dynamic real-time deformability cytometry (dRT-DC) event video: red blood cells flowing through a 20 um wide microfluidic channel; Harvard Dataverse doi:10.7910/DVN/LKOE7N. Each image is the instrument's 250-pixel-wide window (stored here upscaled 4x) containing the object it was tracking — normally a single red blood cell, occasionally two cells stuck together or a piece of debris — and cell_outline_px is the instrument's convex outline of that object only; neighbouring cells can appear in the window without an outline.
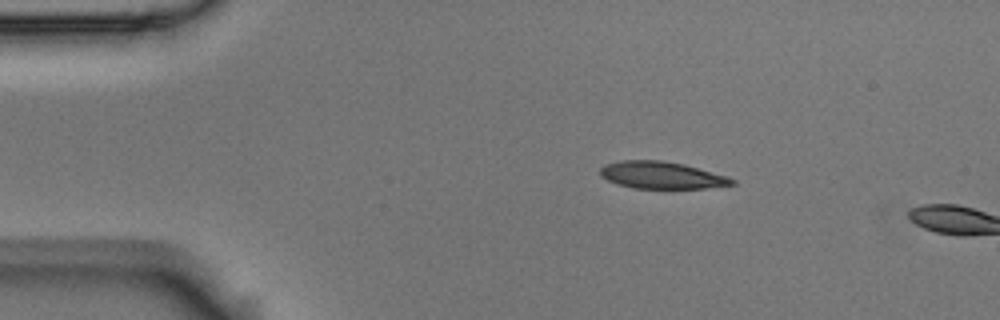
{"species": "Egyptian fruit bat (a non-hibernating species)", "species_latin": "Rousettus aegyptiacus", "temperature_condition": "room temperature", "stored_images_in_passage": 4, "camera_frame_rate_fps": 3000, "um_per_image_px": 0.085, "animal": {"sex": "male"}, "frame": {"image": 1, "passage_image": 1, "time_ms": 0.0, "image_size_px": [1000, 320], "cell_outline_px": [[736, 184], [704, 188], [636, 188], [616, 184], [600, 176], [600, 168], [604, 164], [620, 160], [660, 160], [684, 164], [728, 176], [736, 180]], "centroid_in_image_um": [56.23, 14.88], "position_along_channel_um": 28.8, "area_um2": 20.87}}